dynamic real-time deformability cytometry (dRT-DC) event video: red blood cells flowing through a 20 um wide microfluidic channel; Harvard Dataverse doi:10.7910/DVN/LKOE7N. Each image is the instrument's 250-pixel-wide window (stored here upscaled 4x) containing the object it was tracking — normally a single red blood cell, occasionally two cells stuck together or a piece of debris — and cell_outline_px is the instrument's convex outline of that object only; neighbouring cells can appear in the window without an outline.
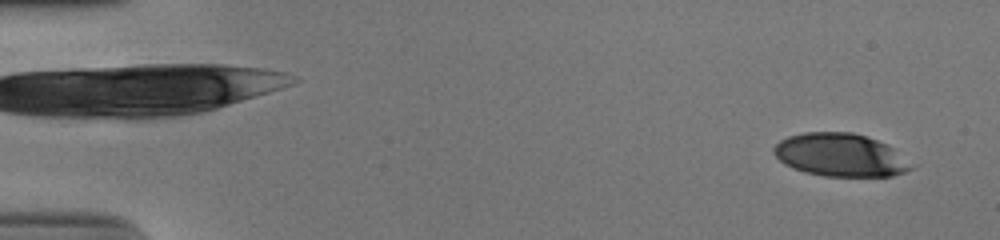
{"species": "human", "species_latin": "Homo sapiens", "temperature_condition": "cold", "stored_images_in_passage": 53, "camera_frame_rate_fps": 3000, "um_per_image_px": 0.085, "donor": {"sex": "male"}, "frame": {"image": 1, "passage_image": 3, "time_ms": 0.667, "image_size_px": [1000, 240], "cell_outline_px": [[916, 164], [912, 168], [904, 172], [892, 176], [824, 176], [804, 172], [792, 168], [784, 164], [772, 152], [772, 148], [780, 140], [788, 136], [804, 132], [852, 132], [888, 144]], "centroid_in_image_um": [71.45, 13.18], "position_along_channel_um": 13.6, "area_um2": 34.74}}
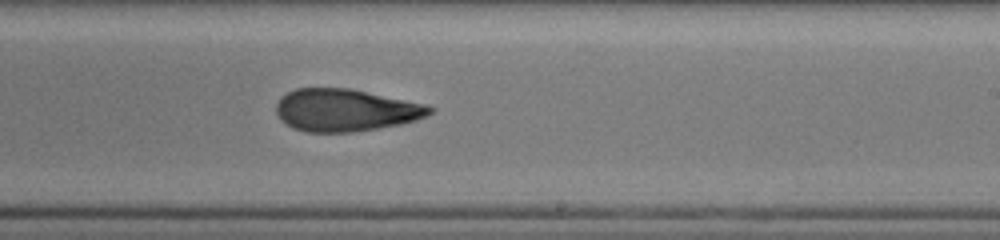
{"frame": {"image": 2, "passage_image": 33, "time_ms": 10.667, "image_size_px": [1000, 240], "cell_outline_px": [[432, 112], [416, 120], [400, 124], [352, 132], [304, 132], [292, 128], [280, 120], [276, 112], [276, 104], [280, 96], [296, 88], [348, 88], [424, 104], [432, 108]], "centroid_in_image_um": [29.28, 9.37], "position_along_channel_um": 259.7, "area_um2": 37.63}}
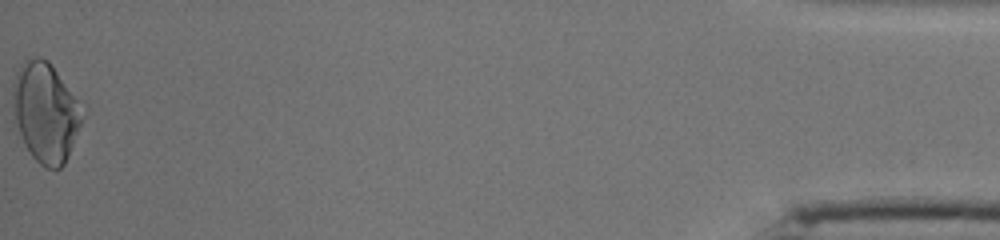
{"frame": {"image": 3, "passage_image": 53, "time_ms": 17.333, "image_size_px": [1000, 240], "cell_outline_px": [[88, 104], [84, 116], [68, 156], [64, 164], [60, 168], [44, 168], [32, 156], [24, 144], [16, 120], [12, 104], [12, 80], [16, 72], [24, 60], [36, 56], [40, 56], [48, 60]], "centroid_in_image_um": [3.94, 9.46], "position_along_channel_um": 431.3, "area_um2": 41.62}, "authors_computed_cell_mechanics": {"area_um2": 37.6278, "velocity_mm_per_s": 3.9194, "shape_relaxation_time_tau1_ms": null, "shape_relaxation_time_tau2_ms": 2.3272, "deformation_change_tau1": null, "deformation_change_tau2": 0.1004}}